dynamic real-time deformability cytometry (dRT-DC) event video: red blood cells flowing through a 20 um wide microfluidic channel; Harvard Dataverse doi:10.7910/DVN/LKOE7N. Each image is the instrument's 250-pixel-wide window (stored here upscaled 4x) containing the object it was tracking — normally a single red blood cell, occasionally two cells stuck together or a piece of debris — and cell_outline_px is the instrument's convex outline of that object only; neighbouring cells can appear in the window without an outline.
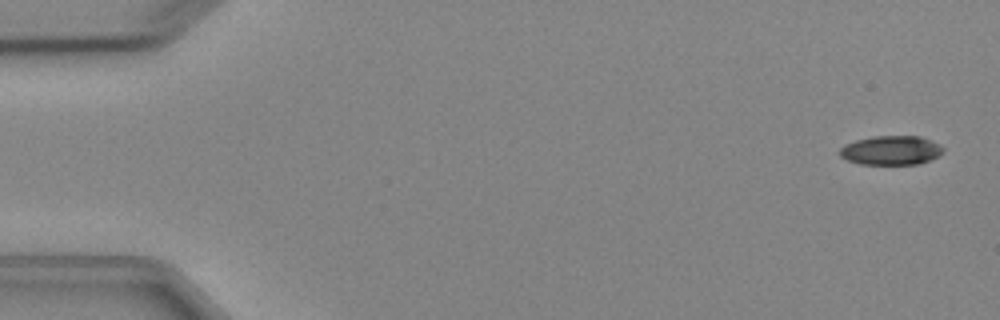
{"species": "Egyptian fruit bat (a non-hibernating species)", "species_latin": "Rousettus aegyptiacus", "temperature_condition": "cold", "stored_images_in_passage": 6, "camera_frame_rate_fps": 3000, "um_per_image_px": 0.085, "animal": {"sex": "female"}, "frame": {"image": 1, "passage_image": 1, "time_ms": 0.0, "image_size_px": [1000, 320], "cell_outline_px": [[944, 148], [940, 156], [920, 164], [860, 164], [848, 160], [840, 156], [840, 148], [844, 144], [856, 140], [872, 136], [920, 136], [940, 144]], "centroid_in_image_um": [75.76, 12.77], "position_along_channel_um": 9.2, "area_um2": 17.69}}
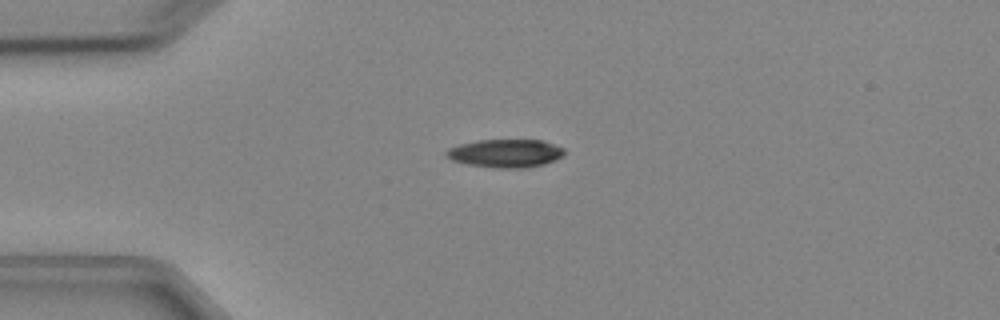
{"frame": {"image": 2, "passage_image": 4, "time_ms": 3.667, "image_size_px": [1000, 320], "cell_outline_px": [[564, 156], [556, 160], [544, 164], [528, 168], [496, 168], [468, 164], [452, 160], [444, 152], [448, 148], [460, 144], [476, 140], [544, 140], [564, 148]], "centroid_in_image_um": [43.0, 13.03], "position_along_channel_um": 42.0, "area_um2": 19.54}}